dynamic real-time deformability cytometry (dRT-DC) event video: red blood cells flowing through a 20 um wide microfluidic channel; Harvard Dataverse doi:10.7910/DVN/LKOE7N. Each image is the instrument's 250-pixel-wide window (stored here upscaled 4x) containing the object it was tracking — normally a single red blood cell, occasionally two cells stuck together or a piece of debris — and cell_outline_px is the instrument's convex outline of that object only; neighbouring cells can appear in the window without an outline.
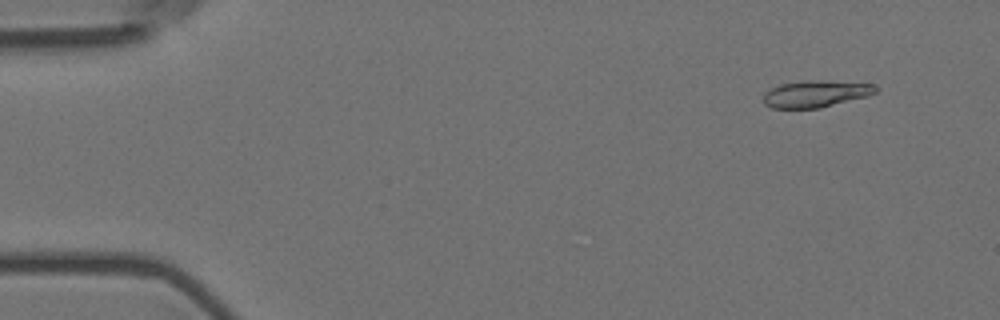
{"species": "Egyptian fruit bat (a non-hibernating species)", "species_latin": "Rousettus aegyptiacus", "temperature_condition": "room temperature", "stored_images_in_passage": 5, "camera_frame_rate_fps": 3000, "um_per_image_px": 0.085, "animal": {"sex": "female"}, "frame": {"image": 1, "passage_image": 2, "time_ms": 0.333, "image_size_px": [1000, 320], "cell_outline_px": [[876, 92], [868, 96], [820, 108], [772, 108], [764, 104], [764, 92], [780, 84], [808, 80], [820, 80], [872, 84], [876, 88]], "centroid_in_image_um": [69.31, 7.98], "position_along_channel_um": 15.7, "area_um2": 17.4}}
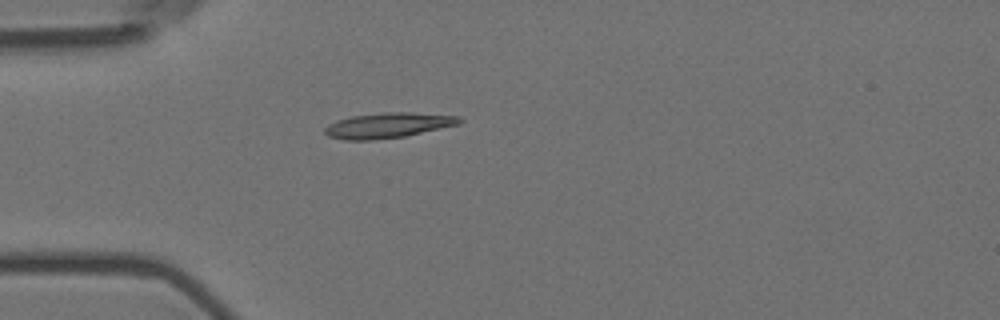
{"frame": {"image": 2, "passage_image": 5, "time_ms": 1.333, "image_size_px": [1000, 320], "cell_outline_px": [[464, 120], [460, 124], [404, 136], [372, 140], [344, 140], [328, 136], [324, 132], [324, 128], [328, 124], [336, 120], [352, 116], [384, 112], [412, 112], [456, 116]], "centroid_in_image_um": [32.95, 10.65], "position_along_channel_um": 52.0, "area_um2": 19.77}}